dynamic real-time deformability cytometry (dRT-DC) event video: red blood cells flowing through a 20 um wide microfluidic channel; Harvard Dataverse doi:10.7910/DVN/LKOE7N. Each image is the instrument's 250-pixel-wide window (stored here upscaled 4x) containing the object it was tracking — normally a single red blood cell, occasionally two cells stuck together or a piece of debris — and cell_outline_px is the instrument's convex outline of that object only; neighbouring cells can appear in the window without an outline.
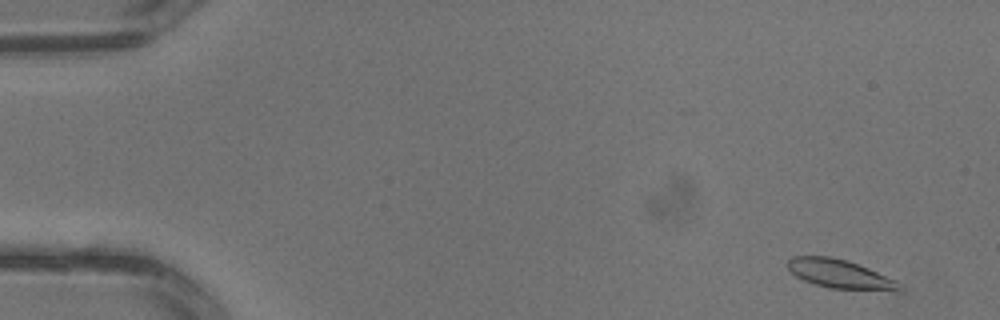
{"species": "common noctule bat (a hibernating species)", "species_latin": "Nyctalus noctula", "temperature_condition": "warm", "stored_images_in_passage": 3, "camera_frame_rate_fps": 3000, "um_per_image_px": 0.085, "animal": {"sex": "male", "body_mass_g": 13.3}, "frame": {"image": 1, "passage_image": 1, "time_ms": 0.0, "image_size_px": [1000, 320], "cell_outline_px": [[904, 292], [896, 292], [832, 288], [816, 284], [804, 280], [796, 276], [788, 268], [788, 260], [792, 256], [832, 256], [848, 260], [868, 268], [896, 280]], "centroid_in_image_um": [71.45, 23.3], "position_along_channel_um": 13.5, "area_um2": 18.9}}